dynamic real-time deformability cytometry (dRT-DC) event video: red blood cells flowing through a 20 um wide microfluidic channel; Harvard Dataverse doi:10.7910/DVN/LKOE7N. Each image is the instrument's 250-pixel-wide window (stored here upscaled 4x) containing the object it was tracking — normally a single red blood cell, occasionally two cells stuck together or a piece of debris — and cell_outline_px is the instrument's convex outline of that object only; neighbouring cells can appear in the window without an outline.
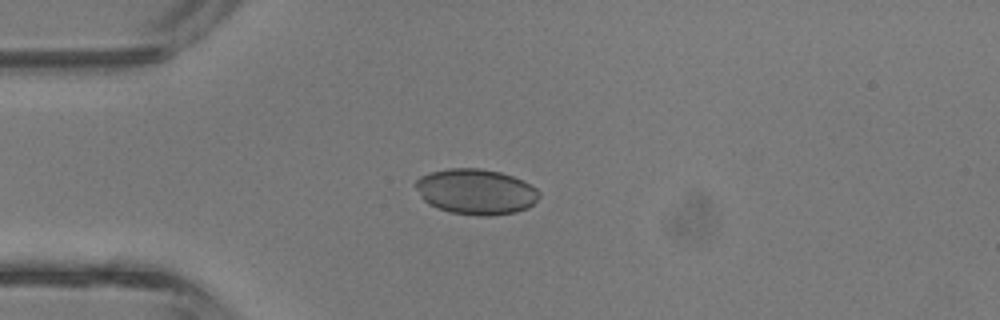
{"species": "common noctule bat (a hibernating species)", "species_latin": "Nyctalus noctula", "temperature_condition": "room temperature", "stored_images_in_passage": 2, "camera_frame_rate_fps": 3000, "um_per_image_px": 0.085, "animal": {"sex": "male", "body_mass_g": 13.3}, "frame": {"image": 1, "passage_image": 1, "time_ms": 0.0, "image_size_px": [1000, 320], "cell_outline_px": [[540, 196], [528, 208], [516, 212], [488, 216], [476, 216], [452, 212], [428, 204], [420, 196], [416, 188], [416, 180], [420, 176], [432, 172], [448, 168], [480, 168], [500, 172], [512, 176], [536, 188], [540, 192]], "centroid_in_image_um": [40.45, 16.29], "position_along_channel_um": 44.6, "area_um2": 32.6}}